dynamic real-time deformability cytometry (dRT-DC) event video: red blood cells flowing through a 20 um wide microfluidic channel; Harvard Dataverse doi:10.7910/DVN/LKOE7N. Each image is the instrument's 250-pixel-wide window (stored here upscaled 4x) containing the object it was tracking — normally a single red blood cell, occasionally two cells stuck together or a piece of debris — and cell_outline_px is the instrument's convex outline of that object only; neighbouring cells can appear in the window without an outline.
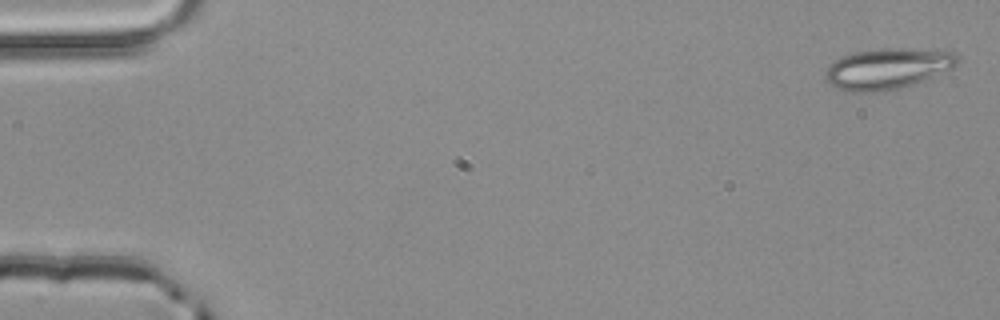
{"species": "common noctule bat (a hibernating species)", "species_latin": "Nyctalus noctula", "temperature_condition": "room temperature", "stored_images_in_passage": 4, "camera_frame_rate_fps": 3000, "um_per_image_px": 0.085, "animal": {"sex": "male", "body_mass_g": 20.4}, "frame": {"image": 1, "passage_image": 1, "time_ms": 0.0, "image_size_px": [1000, 320], "cell_outline_px": [[960, 60], [952, 68], [912, 84], [900, 88], [884, 92], [852, 92], [836, 88], [824, 76], [824, 72], [828, 64], [844, 56], [856, 52], [884, 48], [900, 48], [952, 52], [960, 56]], "centroid_in_image_um": [75.41, 5.84], "position_along_channel_um": 9.6, "area_um2": 31.15}}